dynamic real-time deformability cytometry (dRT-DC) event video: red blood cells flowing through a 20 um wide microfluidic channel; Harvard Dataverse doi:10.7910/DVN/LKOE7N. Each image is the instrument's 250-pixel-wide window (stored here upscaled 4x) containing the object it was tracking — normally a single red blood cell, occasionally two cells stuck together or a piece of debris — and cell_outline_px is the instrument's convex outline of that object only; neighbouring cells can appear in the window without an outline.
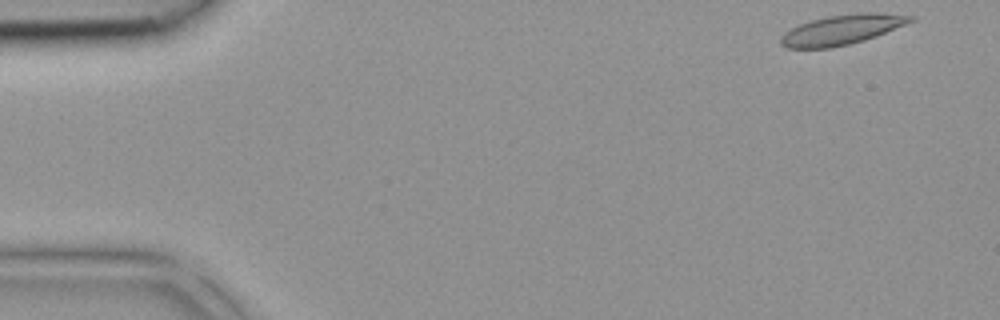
{"species": "common noctule bat (a hibernating species)", "species_latin": "Nyctalus noctula", "temperature_condition": "room temperature", "stored_images_in_passage": 39, "camera_frame_rate_fps": 3000, "um_per_image_px": 0.085, "animal": {"sex": "female", "body_mass_g": 18.4}, "frame": {"image": 1, "passage_image": 1, "time_ms": 0.0, "image_size_px": [1000, 320], "cell_outline_px": [[916, 20], [876, 36], [864, 40], [848, 44], [828, 48], [788, 48], [780, 44], [780, 36], [784, 32], [800, 24], [812, 20], [828, 16], [860, 12], [880, 12], [916, 16]], "centroid_in_image_um": [71.59, 2.51], "position_along_channel_um": 13.4, "area_um2": 22.6}}
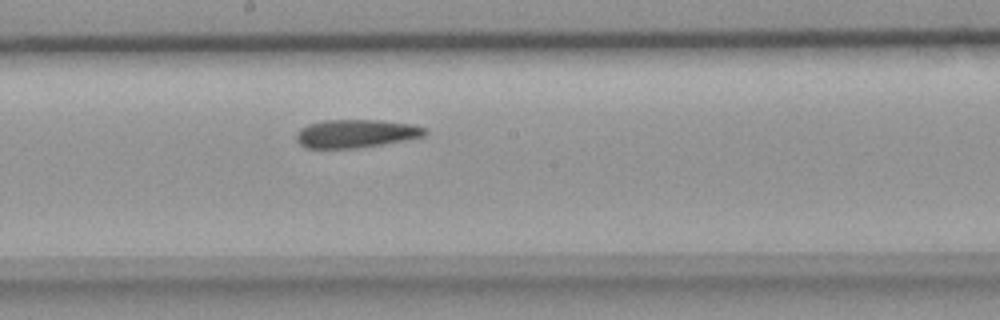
{"frame": {"image": 2, "passage_image": 21, "time_ms": 6.667, "image_size_px": [1000, 320], "cell_outline_px": [[428, 132], [424, 136], [384, 144], [356, 148], [308, 148], [300, 144], [296, 140], [296, 132], [300, 128], [308, 124], [324, 120], [380, 120], [412, 124], [424, 128]], "centroid_in_image_um": [30.23, 11.35], "position_along_channel_um": 218.0, "area_um2": 21.15}}
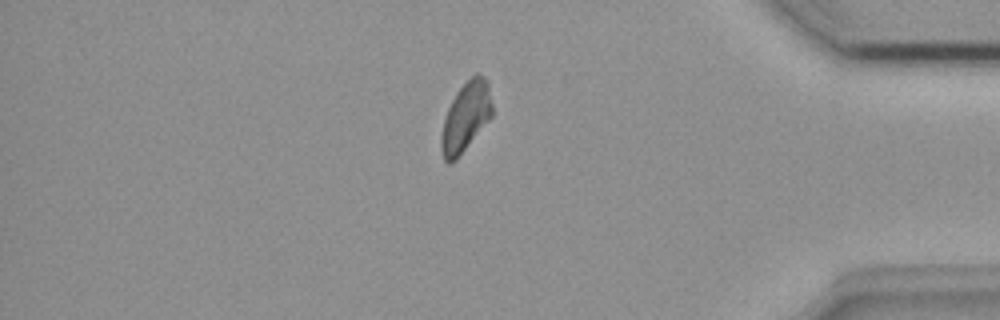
{"frame": {"image": 3, "passage_image": 34, "time_ms": 11.0, "image_size_px": [1000, 320], "cell_outline_px": [[492, 116], [456, 160], [448, 164], [444, 160], [440, 148], [440, 136], [444, 120], [448, 108], [456, 92], [476, 72], [480, 72], [488, 80], [492, 104]], "centroid_in_image_um": [39.59, 9.93], "position_along_channel_um": 395.6, "area_um2": 20.63}}